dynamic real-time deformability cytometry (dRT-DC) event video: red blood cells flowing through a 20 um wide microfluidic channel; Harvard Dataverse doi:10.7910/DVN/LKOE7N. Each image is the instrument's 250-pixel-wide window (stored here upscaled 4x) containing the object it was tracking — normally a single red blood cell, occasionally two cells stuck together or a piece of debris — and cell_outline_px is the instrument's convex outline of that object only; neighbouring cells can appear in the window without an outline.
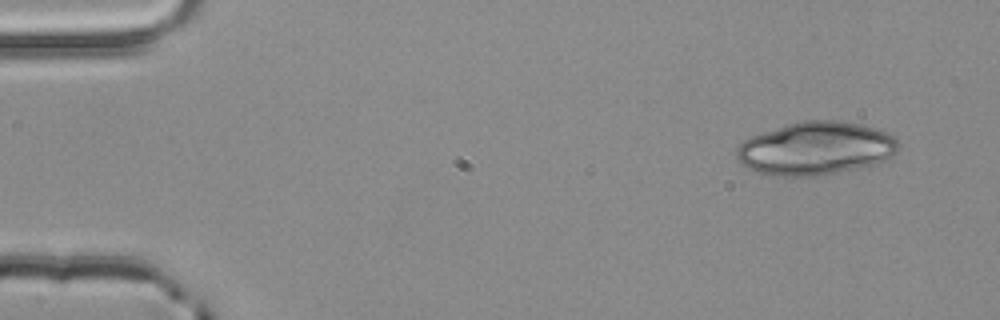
{"species": "common noctule bat (a hibernating species)", "species_latin": "Nyctalus noctula", "temperature_condition": "room temperature", "stored_images_in_passage": 3, "camera_frame_rate_fps": 3000, "um_per_image_px": 0.085, "animal": {"sex": "male", "body_mass_g": 20.4}, "frame": {"image": 1, "passage_image": 1, "time_ms": 0.0, "image_size_px": [1000, 320], "cell_outline_px": [[900, 148], [892, 156], [884, 160], [872, 164], [824, 176], [780, 176], [756, 172], [740, 164], [736, 160], [736, 148], [744, 140], [752, 136], [800, 120], [836, 120], [860, 124], [884, 132], [892, 136], [900, 144]], "centroid_in_image_um": [69.3, 12.63], "position_along_channel_um": 15.7, "area_um2": 50.05}}